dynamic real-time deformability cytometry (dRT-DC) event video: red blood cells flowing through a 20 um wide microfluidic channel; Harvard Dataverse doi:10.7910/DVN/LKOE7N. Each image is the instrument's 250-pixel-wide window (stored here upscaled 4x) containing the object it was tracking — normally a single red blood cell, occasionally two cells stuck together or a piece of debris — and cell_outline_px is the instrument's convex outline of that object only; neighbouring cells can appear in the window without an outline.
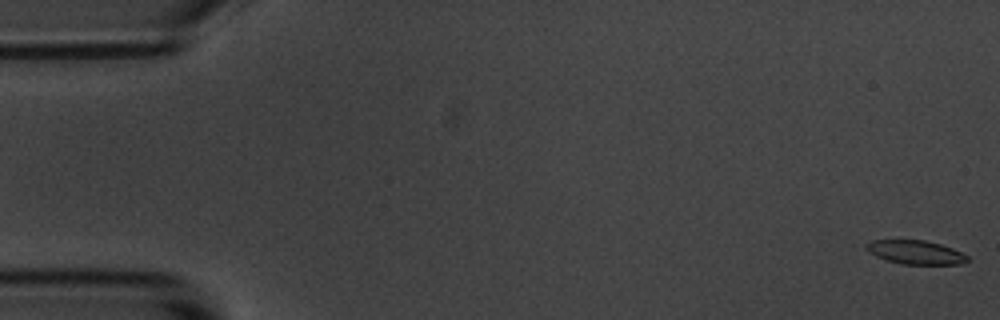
{"species": "common noctule bat (a hibernating species)", "species_latin": "Nyctalus noctula", "temperature_condition": "room temperature", "stored_images_in_passage": 55, "camera_frame_rate_fps": 3000, "um_per_image_px": 0.085, "animal": {"sex": "male", "body_mass_g": 20.1, "forearm_length_mm": 53.5}, "frame": {"image": 1, "passage_image": 1, "time_ms": 0.0, "image_size_px": [1000, 320], "cell_outline_px": [[968, 260], [964, 264], [904, 264], [888, 260], [876, 256], [868, 252], [864, 248], [864, 244], [872, 240], [924, 240], [940, 244], [952, 248], [968, 256]], "centroid_in_image_um": [77.8, 21.44], "position_along_channel_um": 7.2, "area_um2": 13.99}}
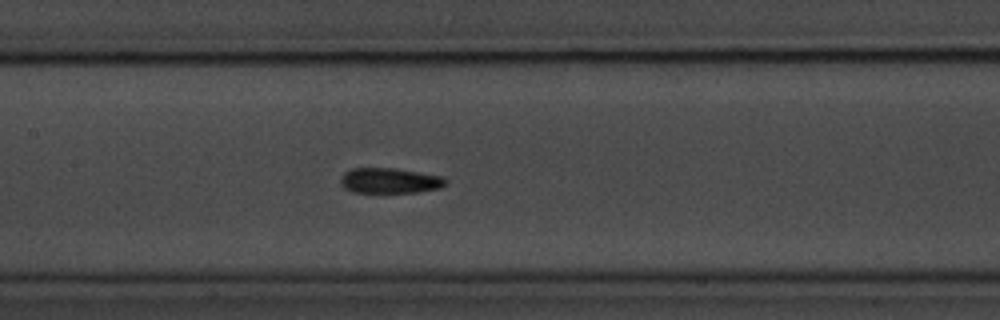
{"frame": {"image": 2, "passage_image": 26, "time_ms": 8.333, "image_size_px": [1000, 320], "cell_outline_px": [[448, 184], [440, 188], [416, 192], [352, 192], [344, 188], [340, 184], [340, 176], [344, 172], [352, 168], [392, 168], [440, 176], [448, 180]], "centroid_in_image_um": [33.09, 15.36], "position_along_channel_um": 174.3, "area_um2": 15.49}}
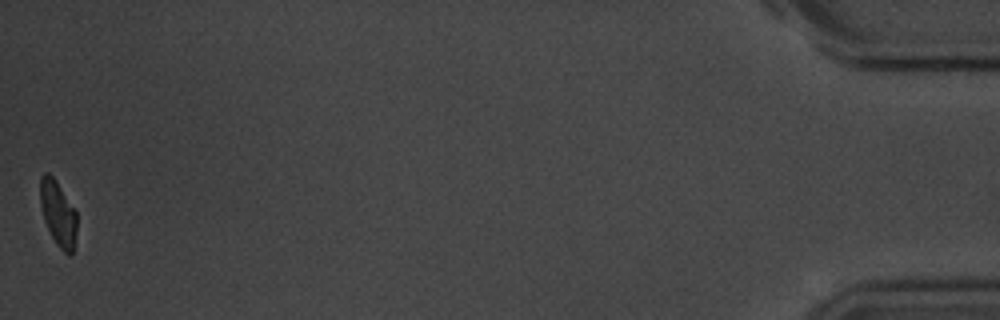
{"frame": {"image": 3, "passage_image": 55, "time_ms": 18.0, "image_size_px": [1000, 320], "cell_outline_px": [[76, 232], [72, 256], [68, 256], [56, 244], [44, 220], [40, 204], [40, 176], [44, 172], [48, 172], [56, 180], [76, 212]], "centroid_in_image_um": [4.92, 18.14], "position_along_channel_um": 430.3, "area_um2": 13.87}, "authors_computed_cell_mechanics": {"area_um2": 15.1436, "velocity_mm_per_s": 3.6491, "shape_relaxation_time_tau1_ms": 2.2546, "shape_relaxation_time_tau2_ms": 2.6263, "deformation_change_tau1": 0.1237, "deformation_change_tau2": 0.1042}}